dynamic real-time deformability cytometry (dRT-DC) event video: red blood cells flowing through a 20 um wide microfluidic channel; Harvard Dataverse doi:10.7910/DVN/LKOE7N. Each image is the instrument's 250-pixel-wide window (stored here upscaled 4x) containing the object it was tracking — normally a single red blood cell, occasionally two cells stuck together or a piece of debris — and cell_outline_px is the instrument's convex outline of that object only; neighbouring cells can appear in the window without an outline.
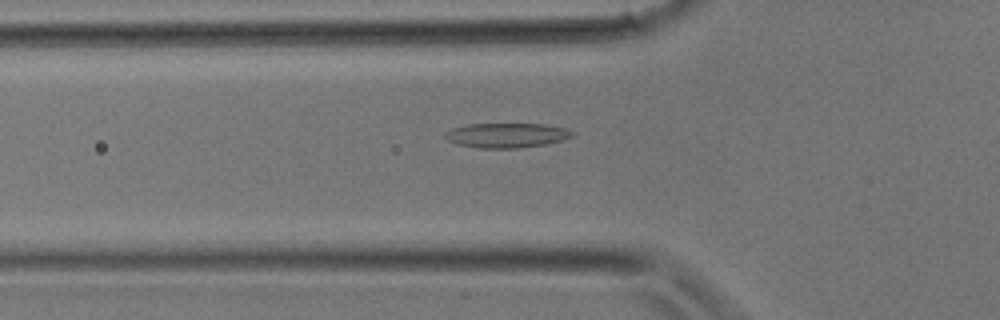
{"species": "common noctule bat (a hibernating species)", "species_latin": "Nyctalus noctula", "temperature_condition": "room temperature", "stored_images_in_passage": 31, "camera_frame_rate_fps": 3000, "um_per_image_px": 0.085, "animal": {"sex": "male", "body_mass_g": 17.9}, "frame": {"image": 1, "passage_image": 10, "time_ms": 3.0, "image_size_px": [1000, 320], "cell_outline_px": [[576, 136], [564, 140], [544, 144], [520, 148], [476, 148], [456, 144], [448, 140], [444, 136], [444, 132], [452, 128], [468, 124], [544, 124], [568, 128], [576, 132]], "centroid_in_image_um": [43.11, 11.5], "position_along_channel_um": 82.7, "area_um2": 18.61}}
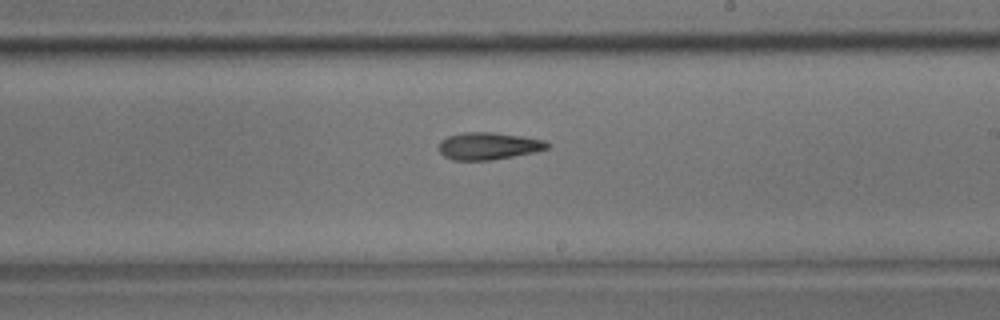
{"frame": {"image": 2, "passage_image": 18, "time_ms": 5.667, "image_size_px": [1000, 320], "cell_outline_px": [[552, 144], [548, 148], [536, 152], [492, 160], [452, 160], [444, 156], [440, 152], [440, 140], [448, 136], [464, 132], [492, 132], [524, 136], [544, 140]], "centroid_in_image_um": [41.56, 12.4], "position_along_channel_um": 247.4, "area_um2": 17.34}}
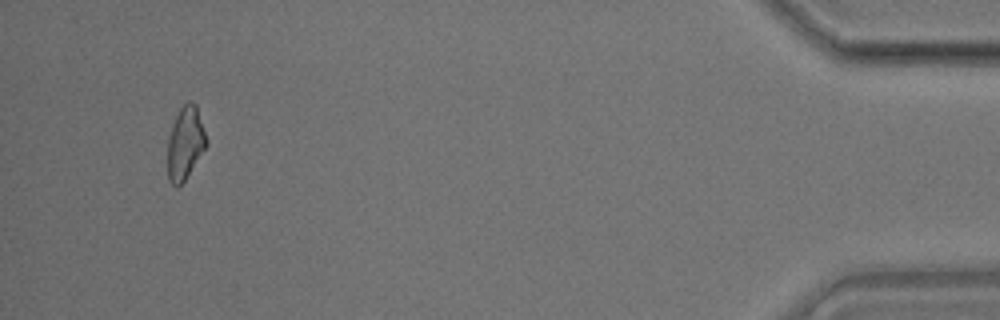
{"frame": {"image": 3, "passage_image": 30, "time_ms": 9.667, "image_size_px": [1000, 320], "cell_outline_px": [[208, 144], [184, 180], [176, 188], [168, 180], [168, 136], [172, 124], [180, 108], [188, 100], [192, 100], [196, 104], [208, 140]], "centroid_in_image_um": [15.75, 12.13], "position_along_channel_um": 419.4, "area_um2": 16.47}}